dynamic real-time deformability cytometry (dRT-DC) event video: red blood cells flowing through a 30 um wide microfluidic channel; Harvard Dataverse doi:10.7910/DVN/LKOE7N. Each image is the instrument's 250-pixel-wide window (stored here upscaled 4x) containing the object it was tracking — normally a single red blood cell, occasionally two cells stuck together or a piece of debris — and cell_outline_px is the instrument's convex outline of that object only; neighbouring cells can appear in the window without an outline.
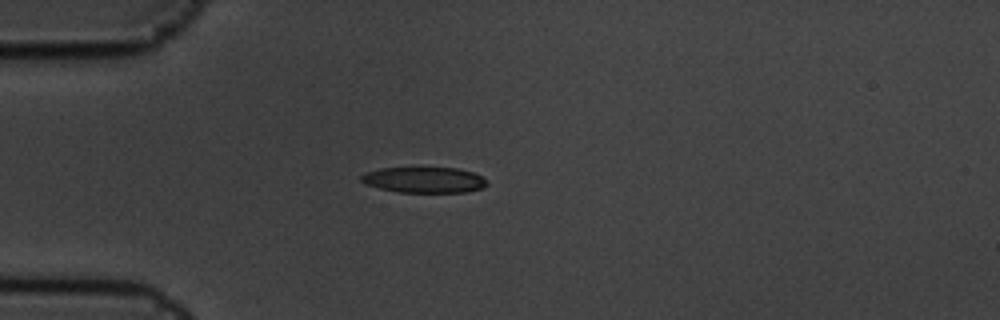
{"species": "common noctule bat (a hibernating species)", "species_latin": "Nyctalus noctula", "temperature_condition": "cold", "stored_images_in_passage": 7, "camera_frame_rate_fps": 3000, "um_per_image_px": 0.085, "animal": {"sex": "male", "body_mass_g": 19.5, "forearm_length_mm": 54.6}, "frame": {"image": 1, "passage_image": 1, "time_ms": 0.0, "image_size_px": [1000, 320], "cell_outline_px": [[488, 184], [480, 188], [468, 192], [400, 192], [380, 188], [364, 184], [360, 180], [360, 176], [364, 172], [380, 168], [456, 168], [472, 172], [488, 180]], "centroid_in_image_um": [36.02, 15.29], "position_along_channel_um": 49.0, "area_um2": 18.84}}
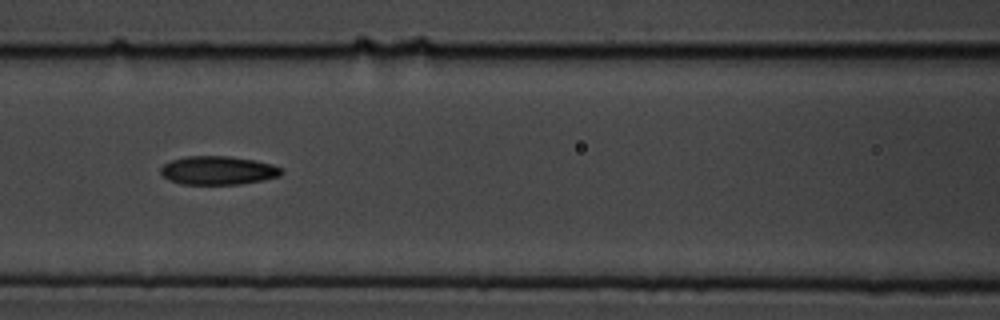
{"frame": {"image": 2, "passage_image": 4, "time_ms": 1.0, "image_size_px": [1000, 320], "cell_outline_px": [[284, 172], [280, 176], [264, 180], [240, 184], [180, 184], [168, 180], [160, 172], [160, 168], [164, 164], [172, 160], [188, 156], [228, 156], [252, 160], [272, 164], [280, 168]], "centroid_in_image_um": [18.53, 14.49], "position_along_channel_um": 148.1, "area_um2": 20.06}}
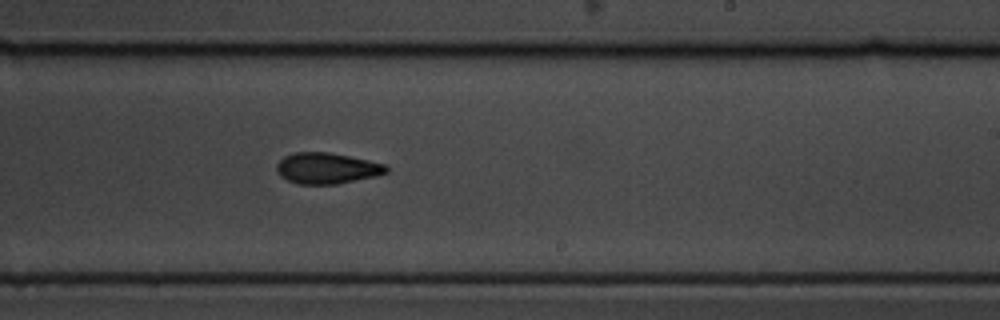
{"frame": {"image": 3, "passage_image": 7, "time_ms": 2.0, "image_size_px": [1000, 320], "cell_outline_px": [[388, 172], [376, 176], [336, 184], [296, 184], [280, 176], [276, 172], [276, 164], [284, 156], [292, 152], [328, 152], [348, 156], [384, 164], [388, 168]], "centroid_in_image_um": [27.73, 14.3], "position_along_channel_um": 261.3, "area_um2": 19.77}}